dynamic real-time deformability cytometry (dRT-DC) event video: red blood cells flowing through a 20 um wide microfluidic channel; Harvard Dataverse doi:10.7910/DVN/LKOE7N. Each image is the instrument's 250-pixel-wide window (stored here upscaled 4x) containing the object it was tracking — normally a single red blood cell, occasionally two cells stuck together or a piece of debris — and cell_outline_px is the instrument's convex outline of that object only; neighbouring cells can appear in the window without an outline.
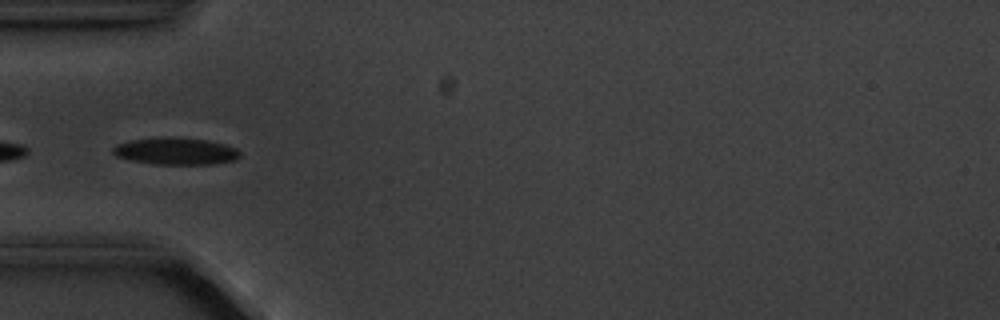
{"species": "common noctule bat (a hibernating species)", "species_latin": "Nyctalus noctula", "temperature_condition": "cold", "stored_images_in_passage": 7, "camera_frame_rate_fps": 3000, "um_per_image_px": 0.085, "animal": {"sex": "male", "body_mass_g": 20.1, "forearm_length_mm": 53.5}, "frame": {"image": 1, "passage_image": 4, "time_ms": 3.667, "image_size_px": [1000, 320], "cell_outline_px": [[240, 156], [236, 160], [212, 164], [152, 164], [132, 160], [116, 156], [112, 152], [112, 148], [116, 144], [128, 140], [164, 136], [172, 136], [208, 140], [224, 144], [236, 148], [240, 152]], "centroid_in_image_um": [14.92, 12.83], "position_along_channel_um": 70.1, "area_um2": 20.29}}